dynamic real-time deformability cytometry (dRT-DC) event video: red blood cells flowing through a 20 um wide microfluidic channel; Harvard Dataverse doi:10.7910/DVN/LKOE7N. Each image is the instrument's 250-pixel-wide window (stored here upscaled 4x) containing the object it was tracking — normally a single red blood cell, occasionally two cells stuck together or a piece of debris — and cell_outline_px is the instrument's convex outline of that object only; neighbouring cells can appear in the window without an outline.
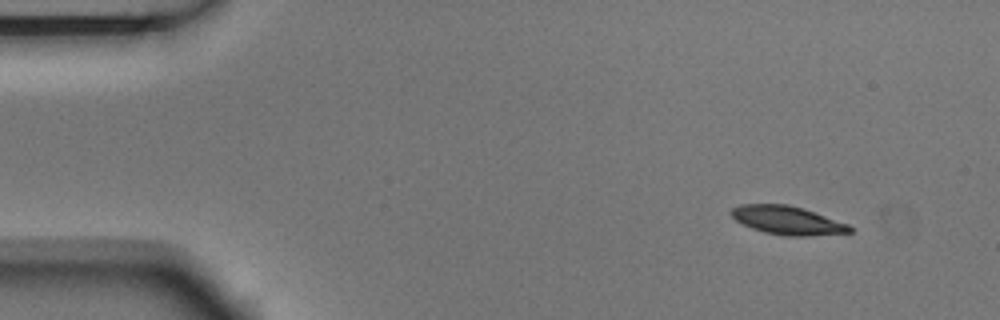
{"species": "Egyptian fruit bat (a non-hibernating species)", "species_latin": "Rousettus aegyptiacus", "temperature_condition": "room temperature", "stored_images_in_passage": 3, "camera_frame_rate_fps": 3000, "um_per_image_px": 0.085, "animal": {"sex": "male"}, "frame": {"image": 1, "passage_image": 1, "time_ms": 0.0, "image_size_px": [1000, 320], "cell_outline_px": [[852, 232], [804, 236], [788, 236], [764, 232], [752, 228], [736, 220], [728, 212], [732, 208], [740, 204], [788, 204], [804, 208], [848, 224], [852, 228]], "centroid_in_image_um": [66.91, 18.71], "position_along_channel_um": 18.1, "area_um2": 19.59}}
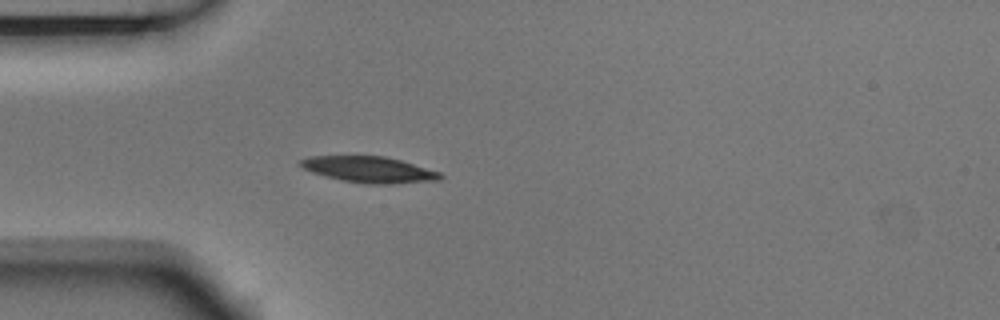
{"frame": {"image": 2, "passage_image": 3, "time_ms": 0.667, "image_size_px": [1000, 320], "cell_outline_px": [[444, 176], [440, 180], [396, 184], [364, 184], [324, 176], [312, 172], [296, 164], [300, 160], [312, 156], [384, 156], [400, 160], [440, 172]], "centroid_in_image_um": [31.38, 14.42], "position_along_channel_um": 53.6, "area_um2": 21.27}}